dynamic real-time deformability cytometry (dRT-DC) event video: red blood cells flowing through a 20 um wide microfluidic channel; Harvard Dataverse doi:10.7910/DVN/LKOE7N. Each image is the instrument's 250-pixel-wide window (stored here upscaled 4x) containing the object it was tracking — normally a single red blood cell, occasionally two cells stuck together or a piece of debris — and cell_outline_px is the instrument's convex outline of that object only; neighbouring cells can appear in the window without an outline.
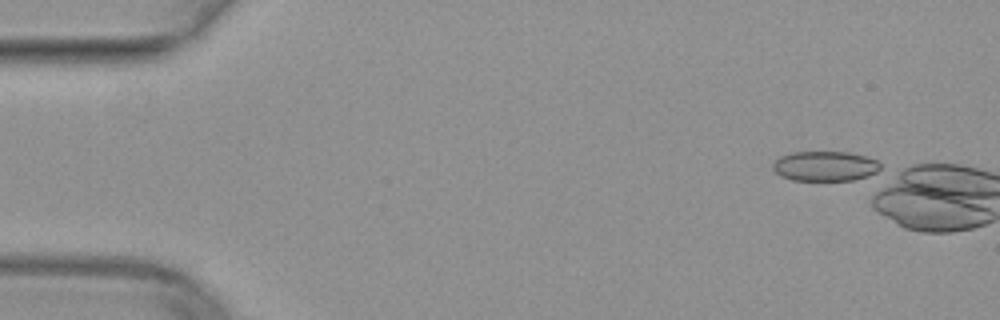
{"species": "common noctule bat (a hibernating species)", "species_latin": "Nyctalus noctula", "temperature_condition": "warm", "stored_images_in_passage": 3, "camera_frame_rate_fps": 3000, "um_per_image_px": 0.085, "animal": {"sex": "female", "body_mass_g": 29.2, "forearm_length_mm": 56.3}, "frame": {"image": 1, "passage_image": 1, "time_ms": 0.0, "image_size_px": [1000, 320], "cell_outline_px": [[880, 168], [876, 172], [868, 176], [852, 180], [792, 180], [780, 176], [772, 168], [772, 164], [780, 156], [792, 152], [848, 152], [864, 156], [876, 160], [880, 164]], "centroid_in_image_um": [70.1, 14.12], "position_along_channel_um": 14.9, "area_um2": 18.67}}